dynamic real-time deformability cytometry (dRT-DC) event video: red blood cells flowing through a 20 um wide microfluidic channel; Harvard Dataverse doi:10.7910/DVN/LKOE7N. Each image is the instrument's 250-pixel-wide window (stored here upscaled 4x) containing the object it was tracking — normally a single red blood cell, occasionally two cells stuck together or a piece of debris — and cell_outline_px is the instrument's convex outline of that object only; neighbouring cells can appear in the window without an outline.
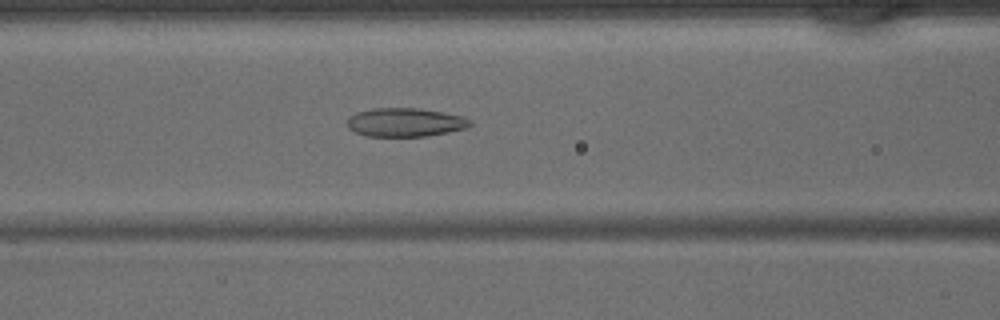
{"species": "common noctule bat (a hibernating species)", "species_latin": "Nyctalus noctula", "temperature_condition": "warm", "stored_images_in_passage": 44, "segment_of_instrument_passage": [1, 2], "camera_frame_rate_fps": 3000, "um_per_image_px": 0.085, "animal": {"sex": "male", "body_mass_g": 15.6}, "frame": {"image": 1, "passage_image": 18, "time_ms": 5.667, "image_size_px": [1000, 320], "cell_outline_px": [[472, 124], [464, 128], [448, 132], [428, 136], [368, 136], [356, 132], [348, 128], [348, 116], [356, 112], [372, 108], [420, 108], [444, 112], [460, 116], [472, 120]], "centroid_in_image_um": [34.43, 10.39], "position_along_channel_um": 132.2, "area_um2": 20.52}}
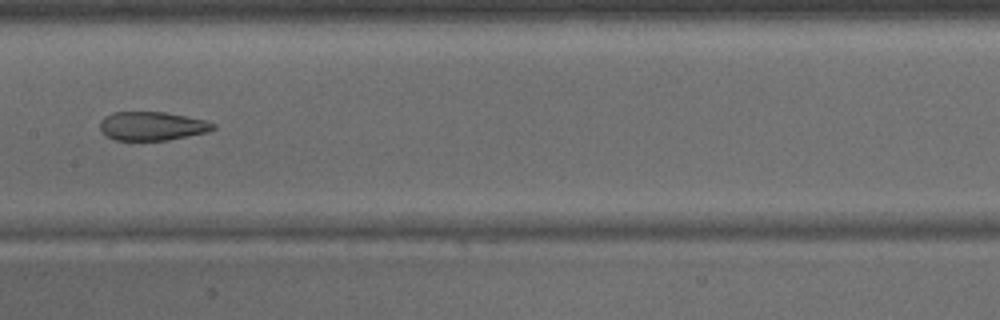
{"frame": {"image": 2, "passage_image": 22, "time_ms": 7.0, "image_size_px": [1000, 320], "cell_outline_px": [[216, 128], [208, 132], [168, 140], [112, 140], [104, 136], [100, 128], [100, 120], [104, 116], [112, 112], [164, 112], [204, 120], [216, 124]], "centroid_in_image_um": [12.88, 10.72], "position_along_channel_um": 194.5, "area_um2": 19.07}}
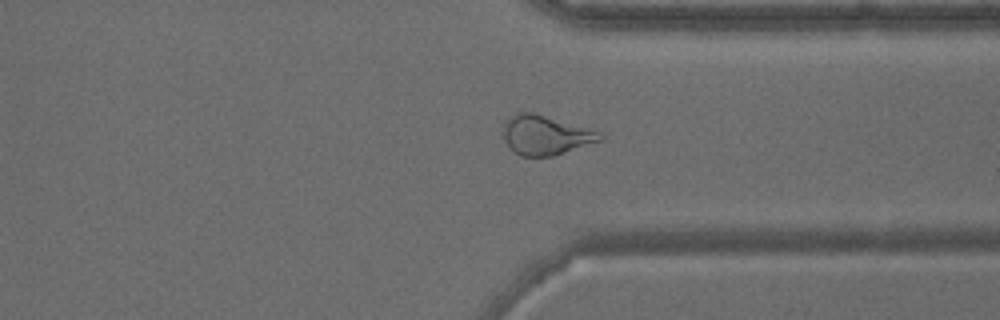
{"frame": {"image": 3, "passage_image": 33, "time_ms": 10.667, "image_size_px": [1000, 320], "cell_outline_px": [[604, 140], [552, 156], [520, 156], [508, 144], [500, 132], [504, 124], [516, 112], [536, 112], [600, 132], [604, 136]], "centroid_in_image_um": [46.38, 11.47], "position_along_channel_um": 365.0, "area_um2": 22.25}}